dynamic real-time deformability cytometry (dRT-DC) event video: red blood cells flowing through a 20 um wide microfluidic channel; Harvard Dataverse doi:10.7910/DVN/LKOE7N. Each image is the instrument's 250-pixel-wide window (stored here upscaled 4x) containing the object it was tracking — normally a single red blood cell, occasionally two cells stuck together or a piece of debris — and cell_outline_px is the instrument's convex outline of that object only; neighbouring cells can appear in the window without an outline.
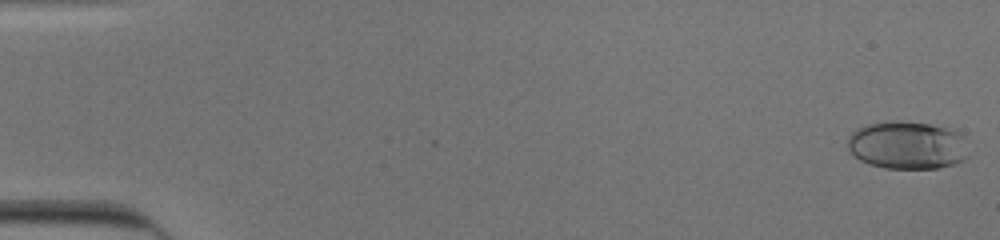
{"species": "human", "species_latin": "Homo sapiens", "temperature_condition": "cold", "stored_images_in_passage": 53, "camera_frame_rate_fps": 3000, "um_per_image_px": 0.085, "donor": {"sex": "male"}, "frame": {"image": 1, "passage_image": 1, "time_ms": 0.0, "image_size_px": [1000, 240], "cell_outline_px": [[968, 156], [964, 160], [952, 164], [936, 168], [884, 168], [868, 164], [860, 160], [848, 152], [848, 136], [856, 128], [864, 124], [896, 120], [900, 120], [928, 124], [944, 128], [956, 132], [964, 136]], "centroid_in_image_um": [77.06, 12.34], "position_along_channel_um": 7.9, "area_um2": 33.93}}
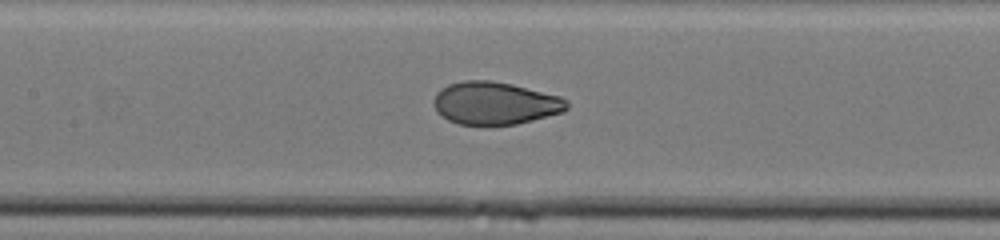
{"frame": {"image": 2, "passage_image": 26, "time_ms": 8.333, "image_size_px": [1000, 240], "cell_outline_px": [[568, 108], [564, 112], [516, 124], [484, 128], [460, 124], [448, 120], [436, 112], [432, 104], [432, 100], [436, 92], [440, 88], [448, 84], [464, 80], [488, 80], [512, 84], [560, 96], [568, 100]], "centroid_in_image_um": [42.03, 8.8], "position_along_channel_um": 165.4, "area_um2": 34.04}}
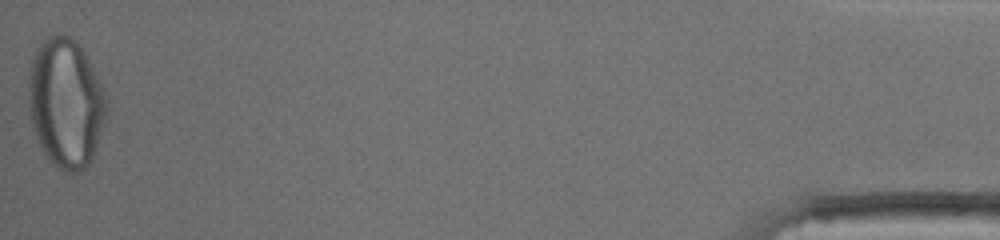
{"frame": {"image": 3, "passage_image": 53, "time_ms": 17.333, "image_size_px": [1000, 240], "cell_outline_px": [[108, 108], [92, 160], [80, 172], [68, 172], [60, 168], [48, 160], [36, 136], [32, 124], [28, 104], [28, 80], [32, 60], [36, 48], [48, 36], [68, 36], [84, 52], [108, 100]], "centroid_in_image_um": [5.58, 8.79], "position_along_channel_um": 429.6, "area_um2": 58.03}, "authors_computed_cell_mechanics": {"area_um2": 33.1772, "velocity_mm_per_s": 3.9346, "shape_relaxation_time_tau1_ms": 7.0822, "shape_relaxation_time_tau2_ms": null, "deformation_change_tau1": 0.2566, "deformation_change_tau2": null}}